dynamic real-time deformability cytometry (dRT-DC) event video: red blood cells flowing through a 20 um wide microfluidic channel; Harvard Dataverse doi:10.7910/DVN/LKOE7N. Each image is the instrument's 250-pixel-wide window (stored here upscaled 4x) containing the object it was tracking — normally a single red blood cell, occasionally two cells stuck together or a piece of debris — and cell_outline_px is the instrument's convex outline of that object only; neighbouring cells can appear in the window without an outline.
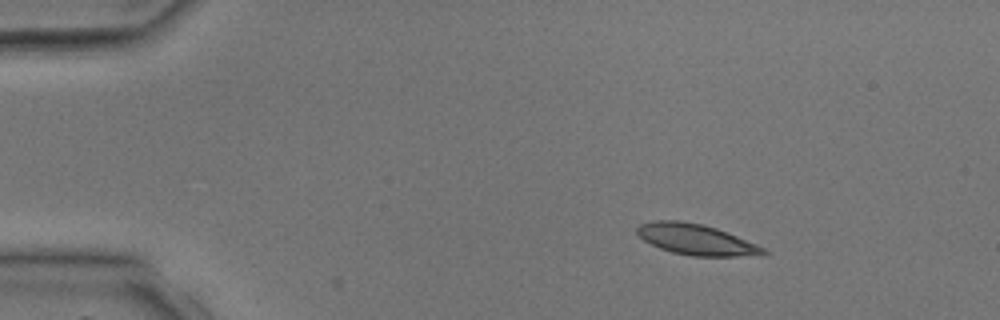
{"species": "common noctule bat (a hibernating species)", "species_latin": "Nyctalus noctula", "temperature_condition": "room temperature", "stored_images_in_passage": 2, "camera_frame_rate_fps": 3000, "um_per_image_px": 0.085, "animal": {"sex": "male", "body_mass_g": 17.9, "forearm_length_mm": 54.2}, "frame": {"image": 1, "passage_image": 1, "time_ms": 0.0, "image_size_px": [1000, 320], "cell_outline_px": [[772, 252], [760, 256], [692, 256], [672, 252], [660, 248], [644, 240], [636, 232], [636, 228], [640, 224], [656, 220], [680, 220], [704, 224], [716, 228], [756, 244]], "centroid_in_image_um": [59.2, 20.36], "position_along_channel_um": 25.8, "area_um2": 22.72}}